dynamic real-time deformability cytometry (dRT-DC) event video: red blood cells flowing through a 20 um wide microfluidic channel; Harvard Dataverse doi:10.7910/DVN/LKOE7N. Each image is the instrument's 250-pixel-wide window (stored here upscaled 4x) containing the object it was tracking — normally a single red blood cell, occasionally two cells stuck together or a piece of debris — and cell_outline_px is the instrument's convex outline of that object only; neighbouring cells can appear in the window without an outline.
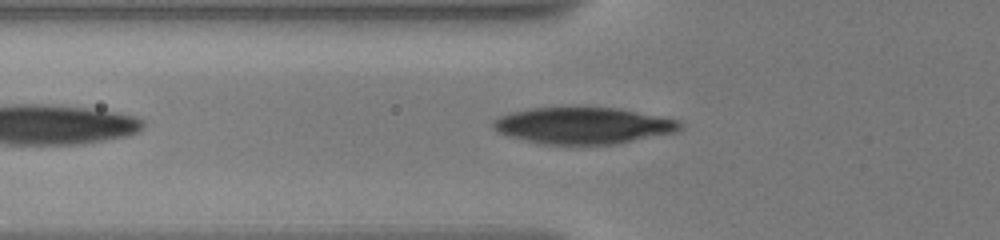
{"species": "human", "species_latin": "Homo sapiens", "temperature_condition": "warm", "stored_images_in_passage": 40, "camera_frame_rate_fps": 3000, "um_per_image_px": 0.085, "donor": {"sex": "male"}, "frame": {"image": 1, "passage_image": 6, "time_ms": 1.667, "image_size_px": [1000, 240], "cell_outline_px": [[684, 128], [676, 132], [616, 144], [540, 144], [508, 136], [492, 128], [492, 120], [500, 116], [512, 112], [528, 108], [572, 104], [620, 108], [680, 120], [684, 124]], "centroid_in_image_um": [49.58, 10.62], "position_along_channel_um": 76.2, "area_um2": 41.21}}
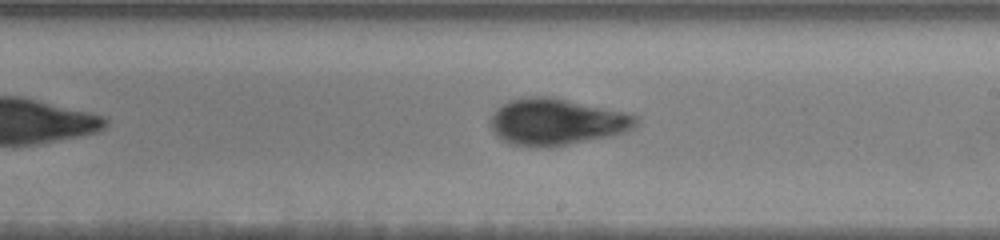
{"frame": {"image": 2, "passage_image": 20, "time_ms": 6.333, "image_size_px": [1000, 240], "cell_outline_px": [[640, 124], [636, 128], [624, 132], [608, 136], [548, 148], [536, 148], [508, 144], [496, 136], [492, 128], [492, 116], [496, 108], [512, 100], [524, 96], [552, 96], [632, 112], [640, 116]], "centroid_in_image_um": [47.39, 10.35], "position_along_channel_um": 241.6, "area_um2": 40.4}}
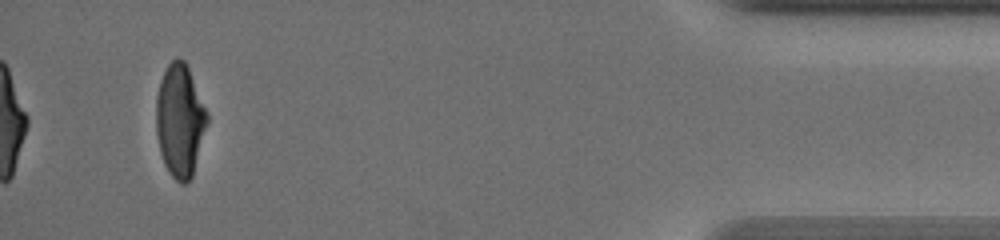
{"frame": {"image": 3, "passage_image": 40, "time_ms": 13.0, "image_size_px": [1000, 240], "cell_outline_px": [[208, 120], [192, 176], [184, 184], [180, 184], [172, 176], [164, 164], [160, 152], [156, 132], [156, 96], [160, 80], [168, 64], [176, 56], [180, 56], [184, 60], [188, 68], [208, 112]], "centroid_in_image_um": [15.28, 10.21], "position_along_channel_um": 419.9, "area_um2": 33.41}, "authors_computed_cell_mechanics": {"area_um2": 38.2347, "velocity_mm_per_s": 3.5392, "shape_relaxation_time_tau1_ms": 6.3817, "shape_relaxation_time_tau2_ms": 1.0094, "deformation_change_tau1": 0.2107, "deformation_change_tau2": 0.0479}}